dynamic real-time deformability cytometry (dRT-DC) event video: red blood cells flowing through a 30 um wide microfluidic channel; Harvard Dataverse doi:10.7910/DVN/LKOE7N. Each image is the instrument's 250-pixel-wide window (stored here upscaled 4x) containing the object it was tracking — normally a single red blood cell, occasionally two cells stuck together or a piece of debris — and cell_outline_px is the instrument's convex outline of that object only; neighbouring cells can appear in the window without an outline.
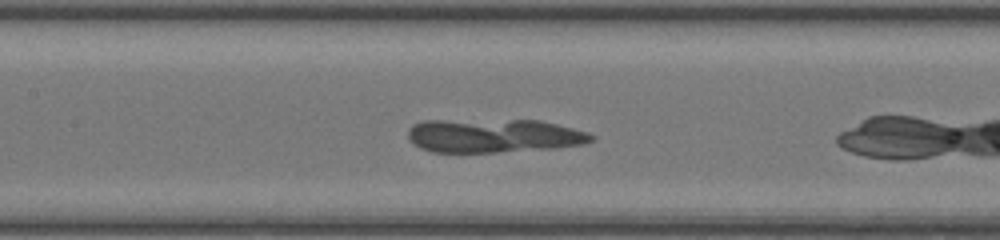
{"species": "common noctule bat (a hibernating species)", "species_latin": "Nyctalus noctula", "temperature_condition": "room temperature", "stored_images_in_passage": 31, "camera_frame_rate_fps": 3000, "um_per_image_px": 0.085, "animal": {"sex": "female", "body_mass_g": 20.0, "forearm_length_mm": 54.0}, "frame": {"image": 1, "passage_image": 6, "time_ms": 1.667, "image_size_px": [1000, 240], "cell_outline_px": [[596, 140], [584, 144], [556, 148], [496, 152], [432, 152], [420, 148], [412, 144], [408, 136], [408, 128], [412, 124], [420, 120], [540, 120], [588, 132], [596, 136]], "centroid_in_image_um": [41.95, 11.53], "position_along_channel_um": 165.4, "area_um2": 36.47}}
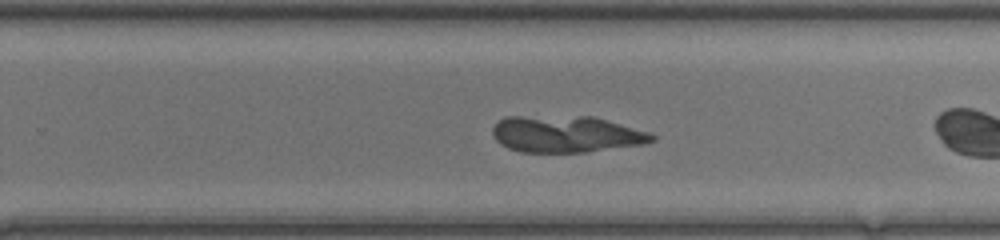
{"frame": {"image": 2, "passage_image": 14, "time_ms": 4.333, "image_size_px": [1000, 240], "cell_outline_px": [[656, 140], [644, 144], [584, 152], [520, 152], [508, 148], [500, 144], [496, 140], [492, 132], [492, 128], [504, 116], [592, 116], [648, 132], [656, 136]], "centroid_in_image_um": [48.09, 11.4], "position_along_channel_um": 281.7, "area_um2": 33.99}}
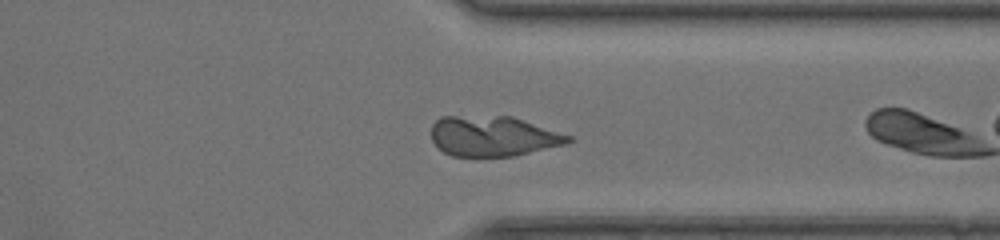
{"frame": {"image": 3, "passage_image": 20, "time_ms": 6.333, "image_size_px": [1000, 240], "cell_outline_px": [[576, 140], [568, 144], [516, 156], [476, 160], [472, 160], [452, 156], [444, 152], [432, 140], [432, 124], [440, 116], [512, 116], [572, 136]], "centroid_in_image_um": [41.93, 11.63], "position_along_channel_um": 369.5, "area_um2": 33.35}}